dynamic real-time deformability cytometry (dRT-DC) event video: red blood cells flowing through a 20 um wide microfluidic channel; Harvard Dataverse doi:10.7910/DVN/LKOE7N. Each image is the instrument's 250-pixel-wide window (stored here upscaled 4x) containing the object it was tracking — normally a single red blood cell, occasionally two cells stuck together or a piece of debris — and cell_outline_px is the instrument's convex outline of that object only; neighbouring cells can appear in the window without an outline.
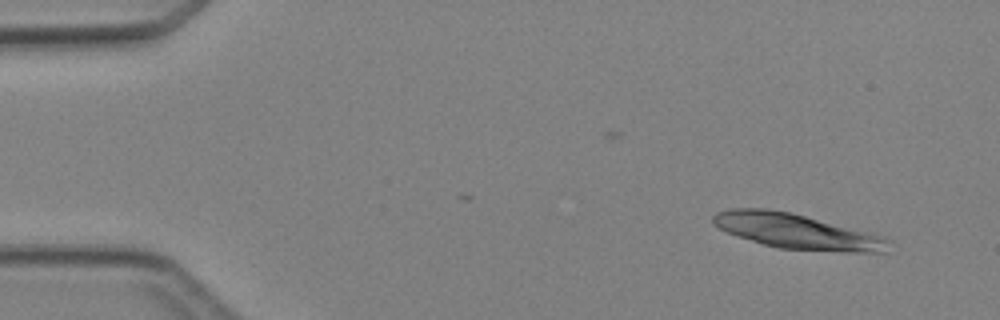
{"species": "Egyptian fruit bat (a non-hibernating species)", "species_latin": "Rousettus aegyptiacus", "temperature_condition": "cold", "stored_images_in_passage": 2, "camera_frame_rate_fps": 3000, "um_per_image_px": 0.085, "animal": {"sex": "female"}, "frame": {"image": 1, "passage_image": 2, "time_ms": 2.0, "image_size_px": [1000, 320], "cell_outline_px": [[892, 240], [888, 252], [844, 252], [780, 248], [764, 244], [728, 232], [712, 224], [712, 216], [716, 212], [732, 208], [768, 208], [792, 212], [872, 232], [884, 236]], "centroid_in_image_um": [67.81, 19.65], "position_along_channel_um": 17.2, "area_um2": 36.18}}